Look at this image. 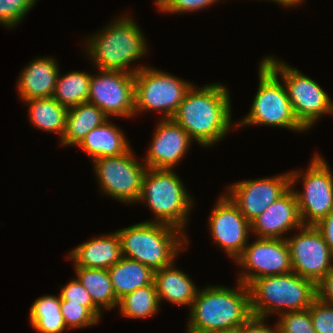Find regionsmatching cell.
<instances>
[{
  "mask_svg": "<svg viewBox=\"0 0 333 333\" xmlns=\"http://www.w3.org/2000/svg\"><path fill=\"white\" fill-rule=\"evenodd\" d=\"M259 83L247 116L236 127L260 125L307 131L296 119L287 90L279 77L263 62L259 63Z\"/></svg>",
  "mask_w": 333,
  "mask_h": 333,
  "instance_id": "cell-7",
  "label": "cell"
},
{
  "mask_svg": "<svg viewBox=\"0 0 333 333\" xmlns=\"http://www.w3.org/2000/svg\"><path fill=\"white\" fill-rule=\"evenodd\" d=\"M174 170L148 168L142 181V191L138 202H145L155 220L184 233L188 216L193 208V198Z\"/></svg>",
  "mask_w": 333,
  "mask_h": 333,
  "instance_id": "cell-6",
  "label": "cell"
},
{
  "mask_svg": "<svg viewBox=\"0 0 333 333\" xmlns=\"http://www.w3.org/2000/svg\"><path fill=\"white\" fill-rule=\"evenodd\" d=\"M125 15L115 18L104 29L96 31L88 37L89 39L86 38L87 43L84 48L86 55L97 69L134 74L144 67L130 66L134 61L145 56L148 47L141 28L130 15L129 17Z\"/></svg>",
  "mask_w": 333,
  "mask_h": 333,
  "instance_id": "cell-3",
  "label": "cell"
},
{
  "mask_svg": "<svg viewBox=\"0 0 333 333\" xmlns=\"http://www.w3.org/2000/svg\"><path fill=\"white\" fill-rule=\"evenodd\" d=\"M266 317L252 315L244 324H242V333H280L279 327L265 324Z\"/></svg>",
  "mask_w": 333,
  "mask_h": 333,
  "instance_id": "cell-36",
  "label": "cell"
},
{
  "mask_svg": "<svg viewBox=\"0 0 333 333\" xmlns=\"http://www.w3.org/2000/svg\"><path fill=\"white\" fill-rule=\"evenodd\" d=\"M277 325L280 333H316L313 328L309 308L285 312L278 315Z\"/></svg>",
  "mask_w": 333,
  "mask_h": 333,
  "instance_id": "cell-32",
  "label": "cell"
},
{
  "mask_svg": "<svg viewBox=\"0 0 333 333\" xmlns=\"http://www.w3.org/2000/svg\"><path fill=\"white\" fill-rule=\"evenodd\" d=\"M215 333H242V325L233 328H227Z\"/></svg>",
  "mask_w": 333,
  "mask_h": 333,
  "instance_id": "cell-40",
  "label": "cell"
},
{
  "mask_svg": "<svg viewBox=\"0 0 333 333\" xmlns=\"http://www.w3.org/2000/svg\"><path fill=\"white\" fill-rule=\"evenodd\" d=\"M187 333H215L244 324L251 316L249 286H206L199 289L189 312Z\"/></svg>",
  "mask_w": 333,
  "mask_h": 333,
  "instance_id": "cell-2",
  "label": "cell"
},
{
  "mask_svg": "<svg viewBox=\"0 0 333 333\" xmlns=\"http://www.w3.org/2000/svg\"><path fill=\"white\" fill-rule=\"evenodd\" d=\"M60 301H69L87 307L99 320L101 319L102 311H100L94 304L88 291L84 288L77 278H73L59 293Z\"/></svg>",
  "mask_w": 333,
  "mask_h": 333,
  "instance_id": "cell-33",
  "label": "cell"
},
{
  "mask_svg": "<svg viewBox=\"0 0 333 333\" xmlns=\"http://www.w3.org/2000/svg\"><path fill=\"white\" fill-rule=\"evenodd\" d=\"M294 237H286L292 272L318 284L333 268V252L315 225H303Z\"/></svg>",
  "mask_w": 333,
  "mask_h": 333,
  "instance_id": "cell-14",
  "label": "cell"
},
{
  "mask_svg": "<svg viewBox=\"0 0 333 333\" xmlns=\"http://www.w3.org/2000/svg\"><path fill=\"white\" fill-rule=\"evenodd\" d=\"M176 260L170 265L154 271V284L158 294V300L161 305L163 300L179 306L191 307L198 288L190 279L188 274L175 268Z\"/></svg>",
  "mask_w": 333,
  "mask_h": 333,
  "instance_id": "cell-21",
  "label": "cell"
},
{
  "mask_svg": "<svg viewBox=\"0 0 333 333\" xmlns=\"http://www.w3.org/2000/svg\"><path fill=\"white\" fill-rule=\"evenodd\" d=\"M250 224L251 232L258 238L286 239L285 233L302 227L294 190L290 188Z\"/></svg>",
  "mask_w": 333,
  "mask_h": 333,
  "instance_id": "cell-18",
  "label": "cell"
},
{
  "mask_svg": "<svg viewBox=\"0 0 333 333\" xmlns=\"http://www.w3.org/2000/svg\"><path fill=\"white\" fill-rule=\"evenodd\" d=\"M61 313L67 329L91 327L99 322L87 307L69 301H61Z\"/></svg>",
  "mask_w": 333,
  "mask_h": 333,
  "instance_id": "cell-31",
  "label": "cell"
},
{
  "mask_svg": "<svg viewBox=\"0 0 333 333\" xmlns=\"http://www.w3.org/2000/svg\"><path fill=\"white\" fill-rule=\"evenodd\" d=\"M216 201L208 221L214 242L236 260L248 244L251 224L226 194Z\"/></svg>",
  "mask_w": 333,
  "mask_h": 333,
  "instance_id": "cell-15",
  "label": "cell"
},
{
  "mask_svg": "<svg viewBox=\"0 0 333 333\" xmlns=\"http://www.w3.org/2000/svg\"><path fill=\"white\" fill-rule=\"evenodd\" d=\"M28 105L29 121L35 128L51 133H58L62 138L68 108L62 106L53 97L34 98L23 101Z\"/></svg>",
  "mask_w": 333,
  "mask_h": 333,
  "instance_id": "cell-26",
  "label": "cell"
},
{
  "mask_svg": "<svg viewBox=\"0 0 333 333\" xmlns=\"http://www.w3.org/2000/svg\"><path fill=\"white\" fill-rule=\"evenodd\" d=\"M318 297L333 305V268L317 284Z\"/></svg>",
  "mask_w": 333,
  "mask_h": 333,
  "instance_id": "cell-37",
  "label": "cell"
},
{
  "mask_svg": "<svg viewBox=\"0 0 333 333\" xmlns=\"http://www.w3.org/2000/svg\"><path fill=\"white\" fill-rule=\"evenodd\" d=\"M121 314L128 318H147L160 309L154 282L122 297L118 302Z\"/></svg>",
  "mask_w": 333,
  "mask_h": 333,
  "instance_id": "cell-29",
  "label": "cell"
},
{
  "mask_svg": "<svg viewBox=\"0 0 333 333\" xmlns=\"http://www.w3.org/2000/svg\"><path fill=\"white\" fill-rule=\"evenodd\" d=\"M108 119L109 117L100 108L89 102L69 108L60 144L65 147L77 146L92 129L102 125Z\"/></svg>",
  "mask_w": 333,
  "mask_h": 333,
  "instance_id": "cell-23",
  "label": "cell"
},
{
  "mask_svg": "<svg viewBox=\"0 0 333 333\" xmlns=\"http://www.w3.org/2000/svg\"><path fill=\"white\" fill-rule=\"evenodd\" d=\"M91 75L87 102L96 105L109 118H130L135 114L134 74L117 70L97 69Z\"/></svg>",
  "mask_w": 333,
  "mask_h": 333,
  "instance_id": "cell-12",
  "label": "cell"
},
{
  "mask_svg": "<svg viewBox=\"0 0 333 333\" xmlns=\"http://www.w3.org/2000/svg\"><path fill=\"white\" fill-rule=\"evenodd\" d=\"M53 57H39L32 60L20 72L17 80V93L22 101L53 96L59 71Z\"/></svg>",
  "mask_w": 333,
  "mask_h": 333,
  "instance_id": "cell-20",
  "label": "cell"
},
{
  "mask_svg": "<svg viewBox=\"0 0 333 333\" xmlns=\"http://www.w3.org/2000/svg\"><path fill=\"white\" fill-rule=\"evenodd\" d=\"M38 0H0V24L8 29L16 27Z\"/></svg>",
  "mask_w": 333,
  "mask_h": 333,
  "instance_id": "cell-30",
  "label": "cell"
},
{
  "mask_svg": "<svg viewBox=\"0 0 333 333\" xmlns=\"http://www.w3.org/2000/svg\"><path fill=\"white\" fill-rule=\"evenodd\" d=\"M316 333H333V305L317 297L309 308Z\"/></svg>",
  "mask_w": 333,
  "mask_h": 333,
  "instance_id": "cell-34",
  "label": "cell"
},
{
  "mask_svg": "<svg viewBox=\"0 0 333 333\" xmlns=\"http://www.w3.org/2000/svg\"><path fill=\"white\" fill-rule=\"evenodd\" d=\"M90 80L91 74L85 71H70L63 76L58 73L52 97L68 109L87 102Z\"/></svg>",
  "mask_w": 333,
  "mask_h": 333,
  "instance_id": "cell-28",
  "label": "cell"
},
{
  "mask_svg": "<svg viewBox=\"0 0 333 333\" xmlns=\"http://www.w3.org/2000/svg\"><path fill=\"white\" fill-rule=\"evenodd\" d=\"M92 163L102 194L127 205L138 202L148 168L136 160L132 148L124 154L95 159Z\"/></svg>",
  "mask_w": 333,
  "mask_h": 333,
  "instance_id": "cell-11",
  "label": "cell"
},
{
  "mask_svg": "<svg viewBox=\"0 0 333 333\" xmlns=\"http://www.w3.org/2000/svg\"><path fill=\"white\" fill-rule=\"evenodd\" d=\"M262 61L284 83L294 115L306 130L321 116L333 114V101L315 80L276 57L266 56Z\"/></svg>",
  "mask_w": 333,
  "mask_h": 333,
  "instance_id": "cell-8",
  "label": "cell"
},
{
  "mask_svg": "<svg viewBox=\"0 0 333 333\" xmlns=\"http://www.w3.org/2000/svg\"><path fill=\"white\" fill-rule=\"evenodd\" d=\"M159 121L143 163L147 168L173 170L188 154L193 140L173 119Z\"/></svg>",
  "mask_w": 333,
  "mask_h": 333,
  "instance_id": "cell-17",
  "label": "cell"
},
{
  "mask_svg": "<svg viewBox=\"0 0 333 333\" xmlns=\"http://www.w3.org/2000/svg\"><path fill=\"white\" fill-rule=\"evenodd\" d=\"M243 270L237 281L249 286L254 280L292 272L290 249L286 239L258 238L247 244L234 261Z\"/></svg>",
  "mask_w": 333,
  "mask_h": 333,
  "instance_id": "cell-13",
  "label": "cell"
},
{
  "mask_svg": "<svg viewBox=\"0 0 333 333\" xmlns=\"http://www.w3.org/2000/svg\"><path fill=\"white\" fill-rule=\"evenodd\" d=\"M76 278L88 291L93 304L102 312L118 307V299L107 269L73 267Z\"/></svg>",
  "mask_w": 333,
  "mask_h": 333,
  "instance_id": "cell-25",
  "label": "cell"
},
{
  "mask_svg": "<svg viewBox=\"0 0 333 333\" xmlns=\"http://www.w3.org/2000/svg\"><path fill=\"white\" fill-rule=\"evenodd\" d=\"M249 289L252 315L266 318L308 309L318 297L317 284L295 272L256 279Z\"/></svg>",
  "mask_w": 333,
  "mask_h": 333,
  "instance_id": "cell-5",
  "label": "cell"
},
{
  "mask_svg": "<svg viewBox=\"0 0 333 333\" xmlns=\"http://www.w3.org/2000/svg\"><path fill=\"white\" fill-rule=\"evenodd\" d=\"M291 188L290 173L243 180L227 187L226 195L251 223Z\"/></svg>",
  "mask_w": 333,
  "mask_h": 333,
  "instance_id": "cell-16",
  "label": "cell"
},
{
  "mask_svg": "<svg viewBox=\"0 0 333 333\" xmlns=\"http://www.w3.org/2000/svg\"><path fill=\"white\" fill-rule=\"evenodd\" d=\"M30 324L38 333H63L67 328L61 313L60 295H43L29 312Z\"/></svg>",
  "mask_w": 333,
  "mask_h": 333,
  "instance_id": "cell-27",
  "label": "cell"
},
{
  "mask_svg": "<svg viewBox=\"0 0 333 333\" xmlns=\"http://www.w3.org/2000/svg\"><path fill=\"white\" fill-rule=\"evenodd\" d=\"M123 130L112 124L110 118L102 125L92 129L77 145L92 162L103 157L118 156L128 152L131 147Z\"/></svg>",
  "mask_w": 333,
  "mask_h": 333,
  "instance_id": "cell-22",
  "label": "cell"
},
{
  "mask_svg": "<svg viewBox=\"0 0 333 333\" xmlns=\"http://www.w3.org/2000/svg\"><path fill=\"white\" fill-rule=\"evenodd\" d=\"M220 0H160L156 4L158 11L166 13H188L196 12L197 10H203L209 8L208 6L219 2Z\"/></svg>",
  "mask_w": 333,
  "mask_h": 333,
  "instance_id": "cell-35",
  "label": "cell"
},
{
  "mask_svg": "<svg viewBox=\"0 0 333 333\" xmlns=\"http://www.w3.org/2000/svg\"><path fill=\"white\" fill-rule=\"evenodd\" d=\"M322 157L319 153L314 154L305 172L289 171L303 225H316L333 210V174ZM301 177L303 190L297 191L293 186Z\"/></svg>",
  "mask_w": 333,
  "mask_h": 333,
  "instance_id": "cell-10",
  "label": "cell"
},
{
  "mask_svg": "<svg viewBox=\"0 0 333 333\" xmlns=\"http://www.w3.org/2000/svg\"><path fill=\"white\" fill-rule=\"evenodd\" d=\"M135 115L146 111L172 119L193 83L157 68L144 66L134 73Z\"/></svg>",
  "mask_w": 333,
  "mask_h": 333,
  "instance_id": "cell-9",
  "label": "cell"
},
{
  "mask_svg": "<svg viewBox=\"0 0 333 333\" xmlns=\"http://www.w3.org/2000/svg\"><path fill=\"white\" fill-rule=\"evenodd\" d=\"M315 227L321 232L329 249L333 252V210L321 219Z\"/></svg>",
  "mask_w": 333,
  "mask_h": 333,
  "instance_id": "cell-38",
  "label": "cell"
},
{
  "mask_svg": "<svg viewBox=\"0 0 333 333\" xmlns=\"http://www.w3.org/2000/svg\"><path fill=\"white\" fill-rule=\"evenodd\" d=\"M108 272L118 301L154 281V271L150 267L126 257H122Z\"/></svg>",
  "mask_w": 333,
  "mask_h": 333,
  "instance_id": "cell-24",
  "label": "cell"
},
{
  "mask_svg": "<svg viewBox=\"0 0 333 333\" xmlns=\"http://www.w3.org/2000/svg\"><path fill=\"white\" fill-rule=\"evenodd\" d=\"M117 230L93 237L74 247L68 254L74 267L109 269L122 258Z\"/></svg>",
  "mask_w": 333,
  "mask_h": 333,
  "instance_id": "cell-19",
  "label": "cell"
},
{
  "mask_svg": "<svg viewBox=\"0 0 333 333\" xmlns=\"http://www.w3.org/2000/svg\"><path fill=\"white\" fill-rule=\"evenodd\" d=\"M122 256L138 261L153 271L176 260L188 248L187 234L163 223L144 221L117 231Z\"/></svg>",
  "mask_w": 333,
  "mask_h": 333,
  "instance_id": "cell-4",
  "label": "cell"
},
{
  "mask_svg": "<svg viewBox=\"0 0 333 333\" xmlns=\"http://www.w3.org/2000/svg\"><path fill=\"white\" fill-rule=\"evenodd\" d=\"M229 90L220 83L191 88L172 118L186 130L190 138L202 147L220 142L232 124Z\"/></svg>",
  "mask_w": 333,
  "mask_h": 333,
  "instance_id": "cell-1",
  "label": "cell"
},
{
  "mask_svg": "<svg viewBox=\"0 0 333 333\" xmlns=\"http://www.w3.org/2000/svg\"><path fill=\"white\" fill-rule=\"evenodd\" d=\"M265 1H271V2H276L280 5H282L283 7H294V6H298L301 5V3L305 2L304 0H265Z\"/></svg>",
  "mask_w": 333,
  "mask_h": 333,
  "instance_id": "cell-39",
  "label": "cell"
}]
</instances>
